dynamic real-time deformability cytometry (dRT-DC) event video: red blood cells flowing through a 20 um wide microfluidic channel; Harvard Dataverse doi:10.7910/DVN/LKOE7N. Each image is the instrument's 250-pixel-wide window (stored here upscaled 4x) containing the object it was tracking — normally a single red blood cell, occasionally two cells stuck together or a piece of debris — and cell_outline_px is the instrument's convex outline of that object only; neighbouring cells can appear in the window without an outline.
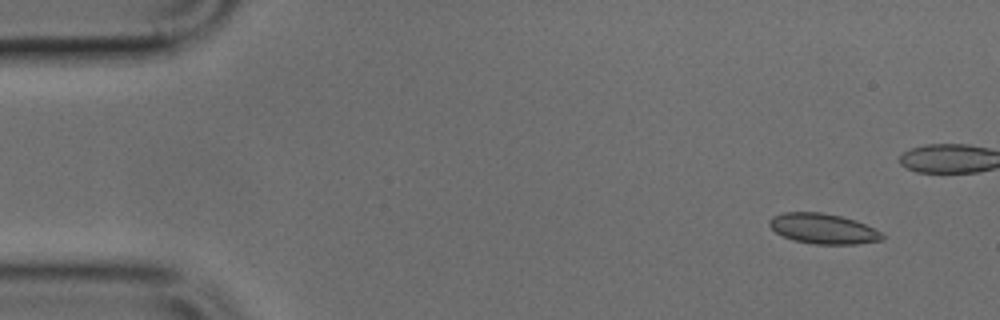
{"species": "common noctule bat (a hibernating species)", "species_latin": "Nyctalus noctula", "temperature_condition": "cold", "stored_images_in_passage": 4, "camera_frame_rate_fps": 3000, "um_per_image_px": 0.085, "animal": {"sex": "male", "body_mass_g": 17.9, "forearm_length_mm": 54.2}, "frame": {"image": 1, "passage_image": 1, "time_ms": 0.0, "image_size_px": [1000, 320], "cell_outline_px": [[884, 240], [856, 244], [812, 244], [796, 240], [784, 236], [776, 232], [768, 224], [768, 220], [772, 216], [784, 212], [820, 212], [840, 216], [856, 220], [880, 232], [884, 236]], "centroid_in_image_um": [69.96, 19.43], "position_along_channel_um": 15.0, "area_um2": 19.77}}